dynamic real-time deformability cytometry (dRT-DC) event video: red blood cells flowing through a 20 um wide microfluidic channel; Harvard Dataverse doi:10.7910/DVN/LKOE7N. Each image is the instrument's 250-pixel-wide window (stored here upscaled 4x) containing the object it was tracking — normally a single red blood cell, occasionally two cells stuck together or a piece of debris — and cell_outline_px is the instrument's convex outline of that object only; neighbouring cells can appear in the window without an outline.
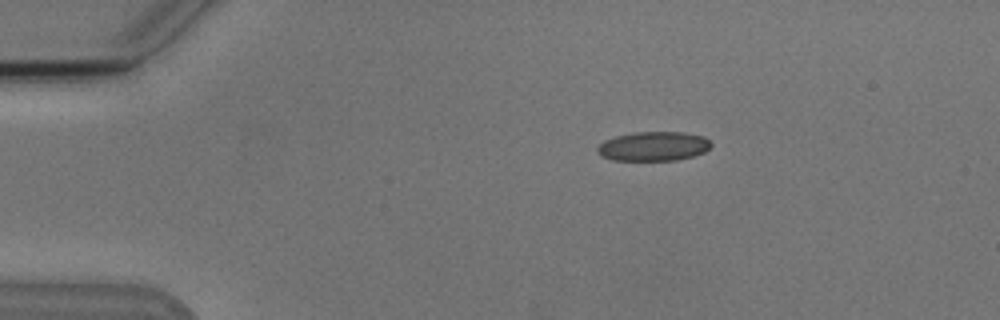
{"species": "Egyptian fruit bat (a non-hibernating species)", "species_latin": "Rousettus aegyptiacus", "temperature_condition": "cold", "stored_images_in_passage": 4, "camera_frame_rate_fps": 3000, "um_per_image_px": 0.085, "animal": {"sex": "male"}, "frame": {"image": 1, "passage_image": 1, "time_ms": 0.0, "image_size_px": [1000, 320], "cell_outline_px": [[712, 144], [704, 152], [692, 156], [676, 160], [612, 160], [600, 156], [596, 152], [596, 148], [604, 140], [616, 136], [636, 132], [684, 132], [704, 136]], "centroid_in_image_um": [55.51, 12.43], "position_along_channel_um": 29.5, "area_um2": 19.42}}
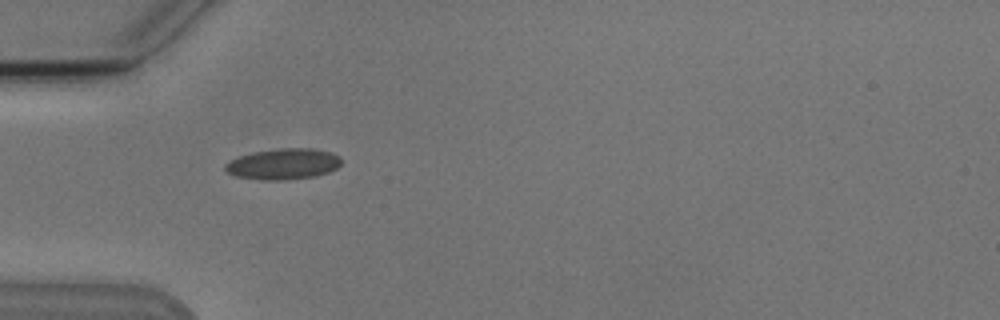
{"frame": {"image": 2, "passage_image": 3, "time_ms": 2.333, "image_size_px": [1000, 320], "cell_outline_px": [[340, 164], [336, 168], [328, 172], [312, 176], [280, 180], [264, 180], [236, 176], [228, 172], [224, 168], [224, 164], [240, 156], [252, 152], [280, 148], [312, 148], [328, 152], [340, 156]], "centroid_in_image_um": [24.06, 13.93], "position_along_channel_um": 60.9, "area_um2": 20.58}}